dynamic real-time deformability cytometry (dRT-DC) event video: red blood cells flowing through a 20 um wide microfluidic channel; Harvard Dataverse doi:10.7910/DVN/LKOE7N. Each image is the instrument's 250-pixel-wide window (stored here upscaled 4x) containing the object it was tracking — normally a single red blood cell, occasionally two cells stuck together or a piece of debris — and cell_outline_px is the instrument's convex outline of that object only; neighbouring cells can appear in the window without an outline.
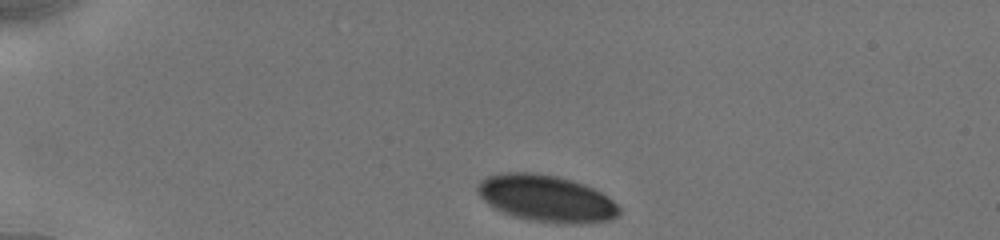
{"species": "human", "species_latin": "Homo sapiens", "temperature_condition": "cold", "stored_images_in_passage": 7, "camera_frame_rate_fps": 3000, "um_per_image_px": 0.085, "donor": {"sex": "male"}, "frame": {"image": 1, "passage_image": 1, "time_ms": 0.0, "image_size_px": [1000, 240], "cell_outline_px": [[620, 212], [616, 216], [608, 220], [588, 224], [556, 224], [528, 220], [512, 216], [488, 204], [480, 196], [476, 188], [480, 180], [488, 176], [504, 172], [528, 172], [556, 176], [572, 180], [584, 184], [600, 192], [612, 200], [620, 208]], "centroid_in_image_um": [46.43, 16.88], "position_along_channel_um": 38.6, "area_um2": 38.67}}
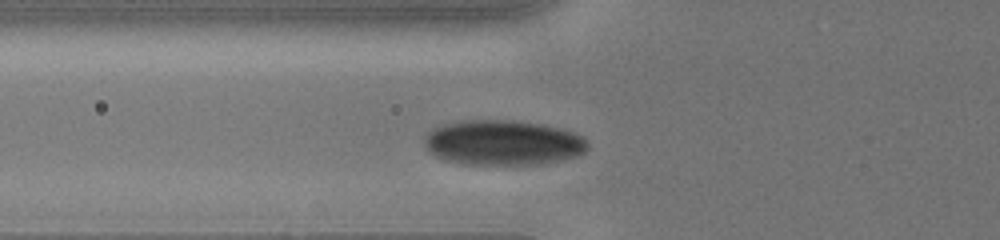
{"frame": {"image": 2, "passage_image": 6, "time_ms": 2.667, "image_size_px": [1000, 240], "cell_outline_px": [[588, 148], [580, 156], [544, 164], [464, 164], [444, 160], [428, 152], [424, 148], [424, 136], [432, 128], [444, 124], [460, 120], [512, 120], [544, 124], [564, 128], [576, 132], [584, 136], [588, 140]], "centroid_in_image_um": [42.79, 12.12], "position_along_channel_um": 83.0, "area_um2": 43.81}}